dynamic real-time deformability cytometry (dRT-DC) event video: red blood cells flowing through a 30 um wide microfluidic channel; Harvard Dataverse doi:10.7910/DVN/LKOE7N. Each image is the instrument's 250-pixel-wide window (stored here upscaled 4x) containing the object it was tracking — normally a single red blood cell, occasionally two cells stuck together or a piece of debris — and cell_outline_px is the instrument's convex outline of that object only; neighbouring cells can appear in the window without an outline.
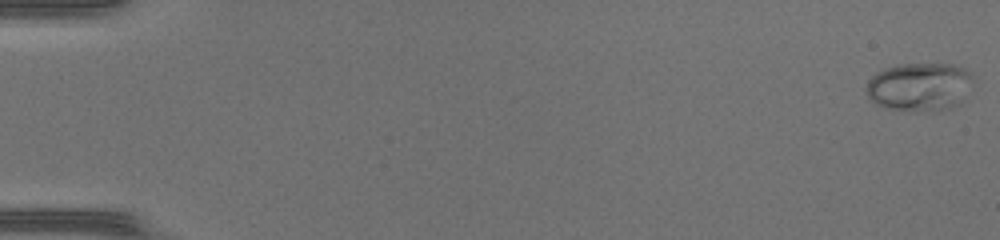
{"species": "common noctule bat (a hibernating species)", "species_latin": "Nyctalus noctula", "temperature_condition": "warm", "stored_images_in_passage": 41, "camera_frame_rate_fps": 3000, "um_per_image_px": 0.085, "animal": {"sex": "female", "body_mass_g": 17.0, "forearm_length_mm": 48.0}, "frame": {"image": 1, "passage_image": 1, "time_ms": 0.0, "image_size_px": [1000, 240], "cell_outline_px": [[972, 84], [964, 104], [952, 108], [936, 112], [908, 112], [884, 108], [876, 104], [868, 96], [864, 88], [868, 80], [876, 72], [884, 68], [896, 64], [952, 64], [964, 68], [972, 72]], "centroid_in_image_um": [78.19, 7.42], "position_along_channel_um": 6.8, "area_um2": 31.39}}